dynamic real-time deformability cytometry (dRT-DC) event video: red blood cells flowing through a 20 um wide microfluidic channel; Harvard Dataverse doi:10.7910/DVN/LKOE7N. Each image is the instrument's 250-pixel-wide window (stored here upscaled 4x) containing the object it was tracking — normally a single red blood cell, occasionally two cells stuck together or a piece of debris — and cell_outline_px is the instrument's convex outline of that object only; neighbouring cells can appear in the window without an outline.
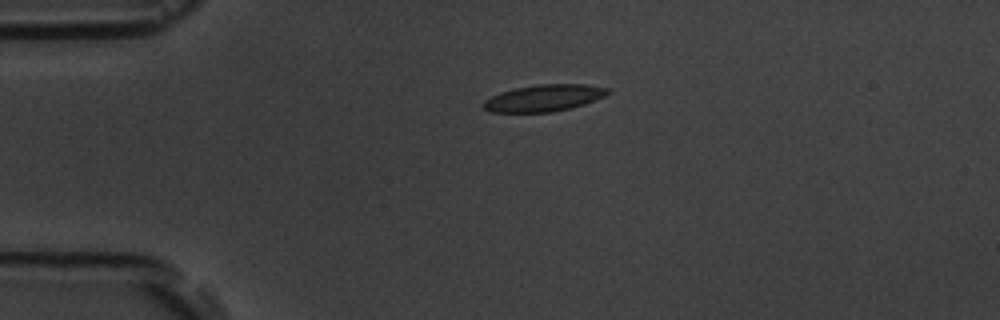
{"species": "common noctule bat (a hibernating species)", "species_latin": "Nyctalus noctula", "temperature_condition": "room temperature", "stored_images_in_passage": 2, "camera_frame_rate_fps": 3000, "um_per_image_px": 0.085, "animal": {"sex": "male", "body_mass_g": 19.5, "forearm_length_mm": 54.6}, "frame": {"image": 1, "passage_image": 1, "time_ms": 0.0, "image_size_px": [1000, 320], "cell_outline_px": [[612, 92], [596, 100], [572, 108], [552, 112], [492, 112], [484, 108], [480, 104], [484, 100], [500, 92], [516, 88], [540, 84], [588, 84], [612, 88]], "centroid_in_image_um": [46.29, 8.32], "position_along_channel_um": 38.7, "area_um2": 19.59}}